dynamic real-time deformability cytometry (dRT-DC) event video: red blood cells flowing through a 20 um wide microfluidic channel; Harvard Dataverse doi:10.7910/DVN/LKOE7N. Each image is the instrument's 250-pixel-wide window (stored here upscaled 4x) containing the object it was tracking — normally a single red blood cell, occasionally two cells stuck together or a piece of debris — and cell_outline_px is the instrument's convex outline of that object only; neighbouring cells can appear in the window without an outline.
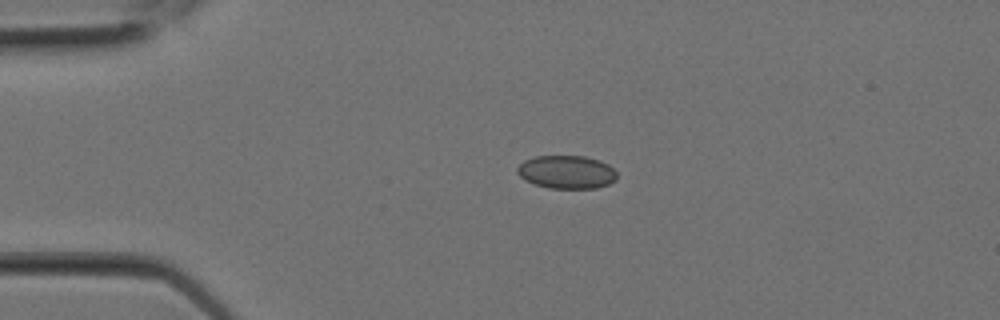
{"species": "Egyptian fruit bat (a non-hibernating species)", "species_latin": "Rousettus aegyptiacus", "temperature_condition": "room temperature", "stored_images_in_passage": 2, "camera_frame_rate_fps": 3000, "um_per_image_px": 0.085, "animal": {"sex": "female"}, "frame": {"image": 1, "passage_image": 2, "time_ms": 0.333, "image_size_px": [1000, 320], "cell_outline_px": [[616, 180], [608, 184], [596, 188], [548, 188], [524, 180], [516, 172], [516, 168], [524, 160], [536, 156], [584, 156], [600, 160], [608, 164], [616, 172]], "centroid_in_image_um": [48.15, 14.62], "position_along_channel_um": 36.8, "area_um2": 19.31}}